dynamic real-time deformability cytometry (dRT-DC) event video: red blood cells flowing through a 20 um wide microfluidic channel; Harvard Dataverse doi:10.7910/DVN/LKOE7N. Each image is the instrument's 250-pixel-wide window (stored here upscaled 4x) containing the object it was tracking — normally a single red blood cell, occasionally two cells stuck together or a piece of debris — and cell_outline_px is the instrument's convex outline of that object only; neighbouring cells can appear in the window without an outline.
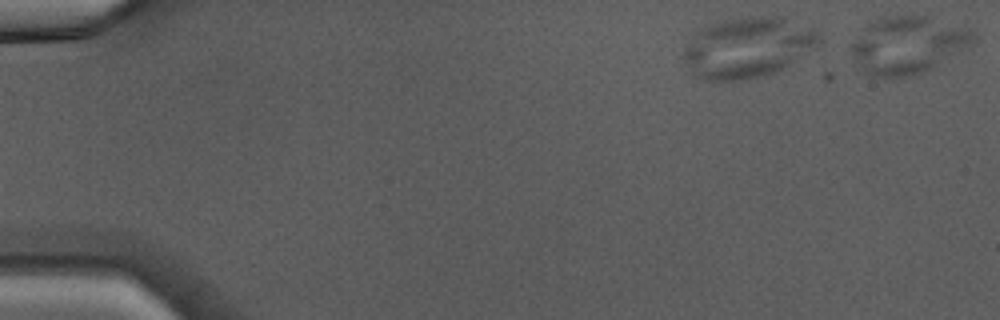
{"species": "Egyptian fruit bat (a non-hibernating species)", "species_latin": "Rousettus aegyptiacus", "temperature_condition": "warm", "stored_images_in_passage": 2, "segment_of_instrument_passage": [2, 2], "camera_frame_rate_fps": 3000, "um_per_image_px": 0.085, "animal": {"sex": "male"}, "frame": {"image": 1, "passage_image": 2, "time_ms": 0.333, "image_size_px": [1000, 320], "cell_outline_px": [[976, 36], [968, 44], [928, 68], [912, 76], [868, 76], [860, 72], [856, 68], [852, 52], [852, 44], [868, 20], [892, 16], [928, 16], [968, 28], [976, 32]], "centroid_in_image_um": [77.05, 3.8], "position_along_channel_um": 8.0, "area_um2": 39.94}}